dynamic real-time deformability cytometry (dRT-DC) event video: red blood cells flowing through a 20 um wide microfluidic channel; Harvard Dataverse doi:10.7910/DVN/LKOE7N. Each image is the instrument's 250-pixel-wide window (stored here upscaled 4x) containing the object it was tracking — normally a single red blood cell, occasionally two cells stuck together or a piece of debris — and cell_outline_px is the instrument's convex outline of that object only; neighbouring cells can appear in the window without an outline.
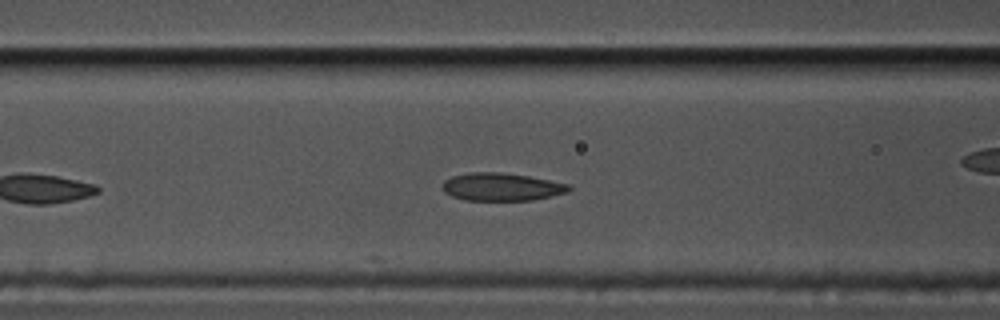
{"species": "common noctule bat (a hibernating species)", "species_latin": "Nyctalus noctula", "temperature_condition": "cold", "stored_images_in_passage": 8, "camera_frame_rate_fps": 3000, "um_per_image_px": 0.085, "animal": {"sex": "male", "body_mass_g": 17.5, "forearm_length_mm": 52.3}, "frame": {"image": 1, "passage_image": 8, "time_ms": 2.333, "image_size_px": [1000, 320], "cell_outline_px": [[572, 188], [568, 192], [532, 200], [464, 200], [452, 196], [444, 192], [444, 180], [452, 176], [468, 172], [500, 172], [528, 176], [568, 184]], "centroid_in_image_um": [42.62, 15.88], "position_along_channel_um": 124.0, "area_um2": 20.35}}